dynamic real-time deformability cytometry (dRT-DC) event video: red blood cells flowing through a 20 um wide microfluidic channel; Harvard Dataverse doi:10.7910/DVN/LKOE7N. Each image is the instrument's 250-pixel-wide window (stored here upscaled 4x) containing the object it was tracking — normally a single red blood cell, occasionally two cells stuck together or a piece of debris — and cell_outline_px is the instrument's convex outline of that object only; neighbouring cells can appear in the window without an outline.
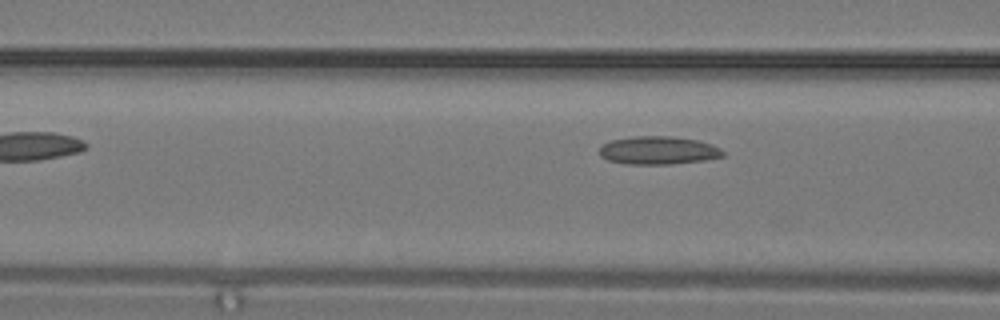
{"species": "common noctule bat (a hibernating species)", "species_latin": "Nyctalus noctula", "temperature_condition": "warm", "stored_images_in_passage": 11, "segment_of_instrument_passage": [2, 2], "camera_frame_rate_fps": 3000, "um_per_image_px": 0.085, "animal": {"sex": "male", "body_mass_g": 19.2, "forearm_length_mm": 51.8}, "frame": {"image": 1, "passage_image": 11, "time_ms": 3.333, "image_size_px": [1000, 320], "cell_outline_px": [[724, 156], [704, 160], [672, 164], [624, 164], [608, 160], [600, 156], [600, 148], [604, 144], [612, 140], [636, 136], [672, 136], [696, 140], [712, 144], [720, 148], [724, 152]], "centroid_in_image_um": [55.96, 12.79], "position_along_channel_um": 110.6, "area_um2": 20.17}}